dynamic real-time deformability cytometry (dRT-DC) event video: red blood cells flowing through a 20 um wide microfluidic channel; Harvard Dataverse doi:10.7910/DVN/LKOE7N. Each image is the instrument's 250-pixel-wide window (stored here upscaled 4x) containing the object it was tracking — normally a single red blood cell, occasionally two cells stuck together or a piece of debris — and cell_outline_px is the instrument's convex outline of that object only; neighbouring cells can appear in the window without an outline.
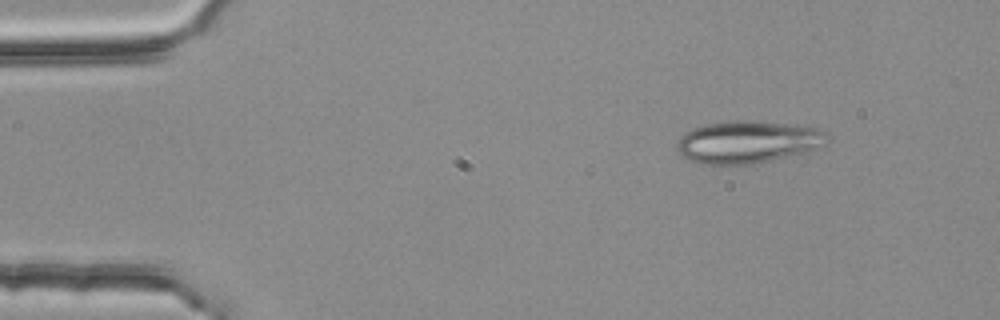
{"species": "common noctule bat (a hibernating species)", "species_latin": "Nyctalus noctula", "temperature_condition": "room temperature", "stored_images_in_passage": 3, "camera_frame_rate_fps": 3000, "um_per_image_px": 0.085, "animal": {"sex": "female", "body_mass_g": 25.1}, "frame": {"image": 1, "passage_image": 1, "time_ms": 0.0, "image_size_px": [1000, 320], "cell_outline_px": [[828, 136], [812, 152], [752, 164], [700, 164], [680, 156], [676, 148], [676, 144], [680, 136], [684, 132], [692, 128], [704, 124], [736, 120], [748, 120], [784, 124], [816, 128], [824, 132]], "centroid_in_image_um": [63.47, 12.08], "position_along_channel_um": 21.5, "area_um2": 37.05}}